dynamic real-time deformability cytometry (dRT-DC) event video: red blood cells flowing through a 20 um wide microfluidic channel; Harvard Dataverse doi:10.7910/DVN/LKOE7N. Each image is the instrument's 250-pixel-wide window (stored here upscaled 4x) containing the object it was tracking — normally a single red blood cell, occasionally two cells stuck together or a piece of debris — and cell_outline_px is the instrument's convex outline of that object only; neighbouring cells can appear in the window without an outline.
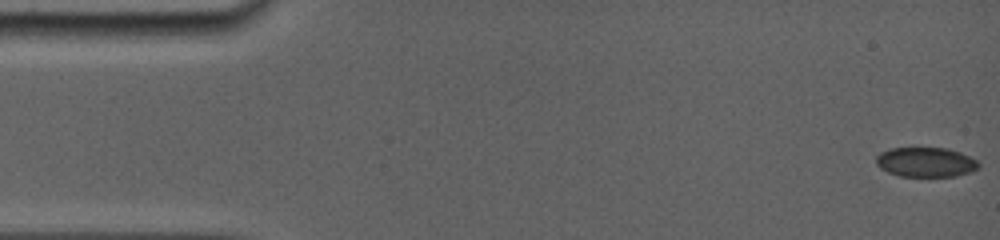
{"species": "common noctule bat (a hibernating species)", "species_latin": "Nyctalus noctula", "temperature_condition": "room temperature", "stored_images_in_passage": 43, "camera_frame_rate_fps": 5000, "um_per_image_px": 0.085, "animal": {"sex": "female", "body_mass_g": 19.0, "forearm_length_mm": 56.7}, "frame": {"image": 1, "passage_image": 1, "time_ms": 0.0, "image_size_px": [1000, 240], "cell_outline_px": [[980, 168], [972, 172], [956, 176], [900, 176], [888, 172], [880, 168], [876, 164], [876, 156], [880, 152], [888, 148], [948, 148], [960, 152], [976, 160], [980, 164]], "centroid_in_image_um": [78.69, 13.78], "position_along_channel_um": 6.3, "area_um2": 17.86}}
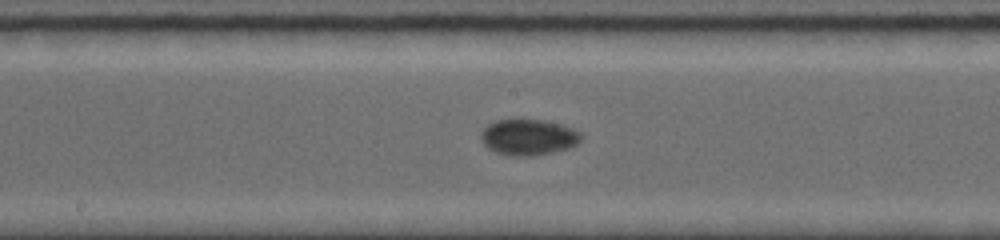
{"frame": {"image": 2, "passage_image": 19, "time_ms": 8.6, "image_size_px": [1000, 240], "cell_outline_px": [[584, 136], [576, 144], [568, 148], [552, 152], [532, 156], [512, 156], [496, 152], [488, 148], [480, 140], [480, 132], [488, 124], [496, 120], [544, 120], [560, 124], [572, 128], [580, 132]], "centroid_in_image_um": [44.9, 11.66], "position_along_channel_um": 203.3, "area_um2": 20.98}}
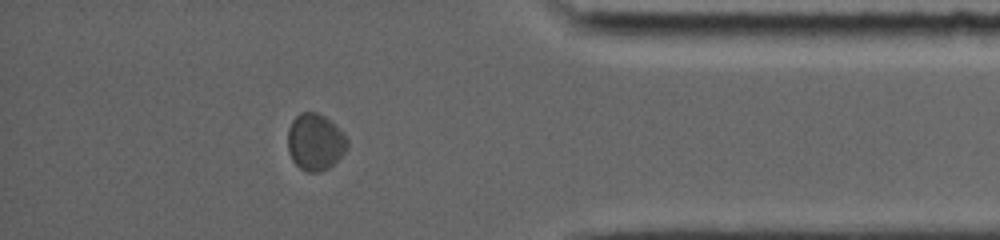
{"frame": {"image": 3, "passage_image": 37, "time_ms": 14.4, "image_size_px": [1000, 240], "cell_outline_px": [[348, 148], [328, 168], [320, 172], [308, 172], [300, 168], [292, 160], [288, 152], [288, 128], [292, 120], [300, 112], [316, 112], [324, 116], [336, 124], [344, 132], [348, 140]], "centroid_in_image_um": [26.79, 12.05], "position_along_channel_um": 408.4, "area_um2": 19.83}, "authors_computed_cell_mechanics": {"area_um2": 19.7098, "velocity_mm_per_s": 3.7862, "shape_relaxation_time_tau1_ms": 2.278, "shape_relaxation_time_tau2_ms": null, "deformation_change_tau1": 0.0406, "deformation_change_tau2": null}}